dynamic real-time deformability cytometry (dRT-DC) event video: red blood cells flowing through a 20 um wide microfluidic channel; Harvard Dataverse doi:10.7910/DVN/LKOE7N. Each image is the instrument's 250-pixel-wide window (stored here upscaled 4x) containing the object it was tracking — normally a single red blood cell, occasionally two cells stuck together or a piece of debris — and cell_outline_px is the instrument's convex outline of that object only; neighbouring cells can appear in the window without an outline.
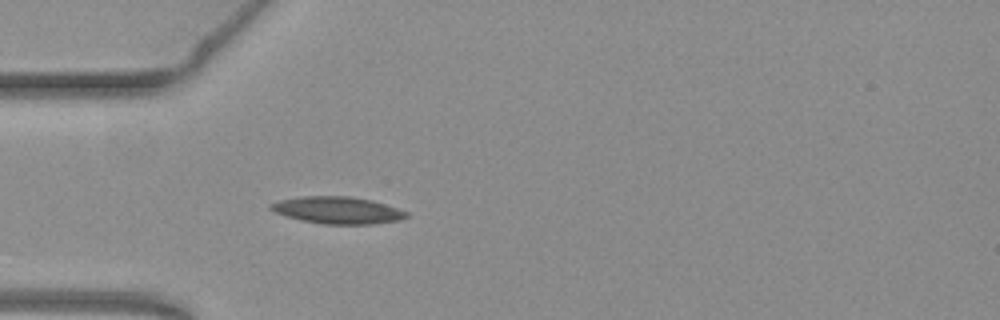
{"species": "common noctule bat (a hibernating species)", "species_latin": "Nyctalus noctula", "temperature_condition": "warm", "stored_images_in_passage": 40, "camera_frame_rate_fps": 3000, "um_per_image_px": 0.085, "animal": {"sex": "female", "body_mass_g": 19.3, "forearm_length_mm": 54.1}, "frame": {"image": 1, "passage_image": 1, "time_ms": 0.0, "image_size_px": [1000, 320], "cell_outline_px": [[408, 216], [400, 220], [372, 224], [324, 224], [300, 220], [276, 212], [268, 208], [268, 204], [280, 200], [300, 196], [348, 196], [372, 200], [408, 212]], "centroid_in_image_um": [28.68, 17.86], "position_along_channel_um": 56.3, "area_um2": 21.27}}
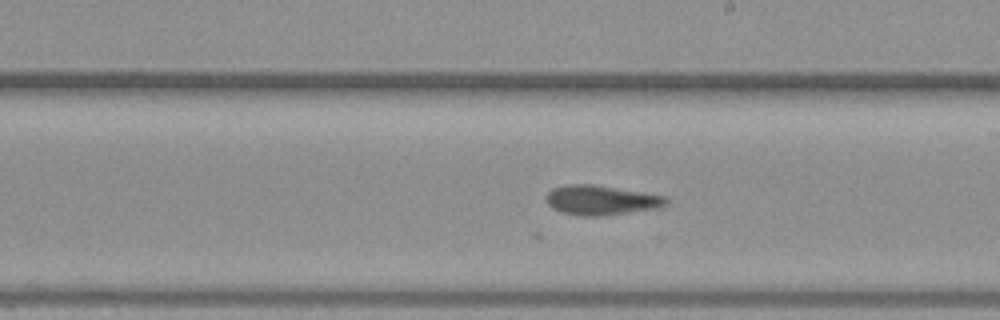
{"frame": {"image": 2, "passage_image": 16, "time_ms": 5.0, "image_size_px": [1000, 320], "cell_outline_px": [[668, 204], [660, 208], [600, 216], [584, 216], [560, 212], [552, 208], [548, 204], [548, 192], [552, 188], [568, 184], [592, 184], [664, 196], [668, 200]], "centroid_in_image_um": [51.1, 17.02], "position_along_channel_um": 237.9, "area_um2": 20.52}}
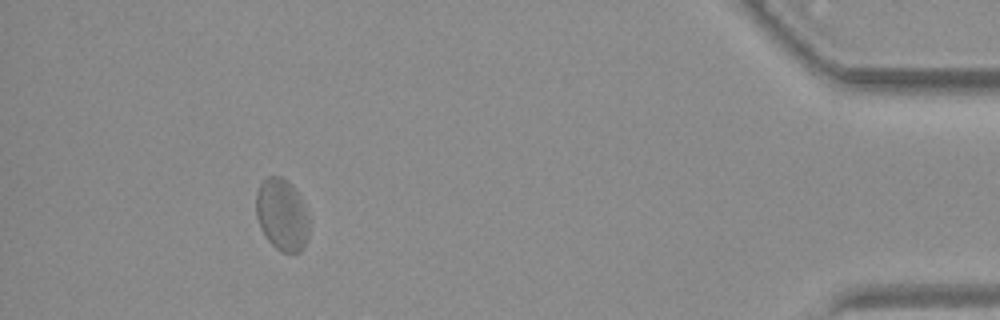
{"frame": {"image": 3, "passage_image": 35, "time_ms": 11.333, "image_size_px": [1000, 320], "cell_outline_px": [[308, 236], [300, 252], [280, 252], [268, 240], [260, 228], [256, 216], [256, 192], [260, 184], [268, 176], [280, 176], [288, 180], [292, 184], [300, 196], [308, 220]], "centroid_in_image_um": [23.94, 18.23], "position_along_channel_um": 411.3, "area_um2": 22.14}, "authors_computed_cell_mechanics": {"area_um2": 20.6057, "velocity_mm_per_s": 3.7329, "shape_relaxation_time_tau1_ms": null, "shape_relaxation_time_tau2_ms": 4.1148, "deformation_change_tau1": null, "deformation_change_tau2": 0.1054}}